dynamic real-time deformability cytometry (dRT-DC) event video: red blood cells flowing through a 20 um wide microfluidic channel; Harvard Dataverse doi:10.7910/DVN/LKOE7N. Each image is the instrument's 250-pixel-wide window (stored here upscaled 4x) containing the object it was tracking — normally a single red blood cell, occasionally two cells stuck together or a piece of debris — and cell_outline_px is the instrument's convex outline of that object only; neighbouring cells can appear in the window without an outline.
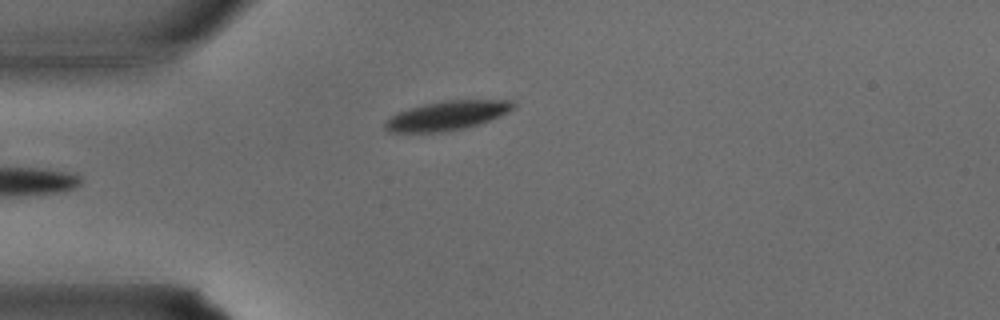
{"species": "common noctule bat (a hibernating species)", "species_latin": "Nyctalus noctula", "temperature_condition": "warm", "stored_images_in_passage": 23, "camera_frame_rate_fps": 3000, "um_per_image_px": 0.085, "animal": {"sex": "male", "body_mass_g": 15.6}, "frame": {"image": 1, "passage_image": 1, "time_ms": 0.0, "image_size_px": [1000, 320], "cell_outline_px": [[516, 108], [500, 116], [464, 128], [448, 132], [388, 132], [384, 128], [384, 124], [396, 112], [408, 108], [424, 104], [444, 100], [516, 100]], "centroid_in_image_um": [38.02, 9.81], "position_along_channel_um": 47.0, "area_um2": 21.91}}
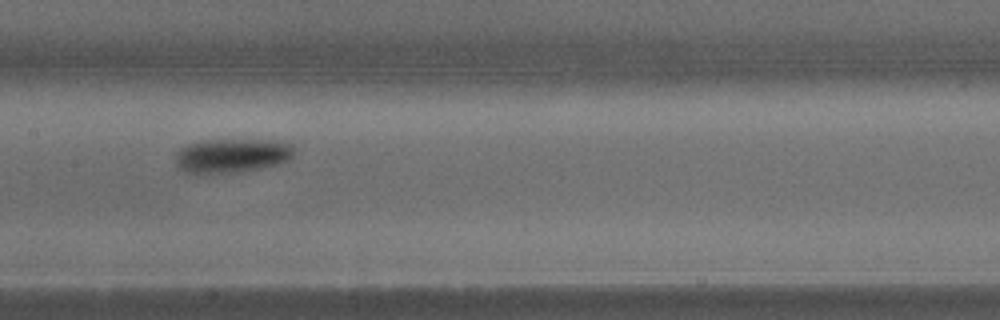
{"frame": {"image": 2, "passage_image": 9, "time_ms": 2.667, "image_size_px": [1000, 320], "cell_outline_px": [[292, 156], [288, 160], [280, 164], [244, 172], [184, 172], [176, 164], [176, 152], [180, 148], [188, 144], [200, 140], [280, 140], [292, 144]], "centroid_in_image_um": [19.74, 13.21], "position_along_channel_um": 187.7, "area_um2": 23.58}}
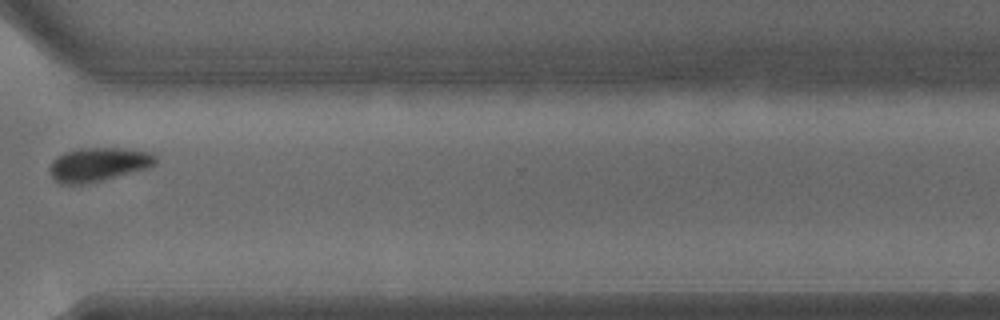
{"frame": {"image": 3, "passage_image": 18, "time_ms": 5.667, "image_size_px": [1000, 320], "cell_outline_px": [[156, 164], [148, 168], [84, 184], [60, 184], [48, 172], [48, 168], [52, 160], [56, 156], [64, 152], [80, 148], [120, 148], [152, 152], [156, 156]], "centroid_in_image_um": [8.33, 13.96], "position_along_channel_um": 362.3, "area_um2": 20.87}}